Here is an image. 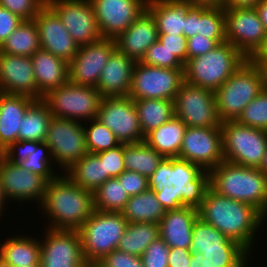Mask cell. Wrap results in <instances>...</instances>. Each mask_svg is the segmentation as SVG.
<instances>
[{"mask_svg": "<svg viewBox=\"0 0 267 267\" xmlns=\"http://www.w3.org/2000/svg\"><path fill=\"white\" fill-rule=\"evenodd\" d=\"M186 127L177 116H173L149 132L144 141L164 158H178Z\"/></svg>", "mask_w": 267, "mask_h": 267, "instance_id": "31", "label": "cell"}, {"mask_svg": "<svg viewBox=\"0 0 267 267\" xmlns=\"http://www.w3.org/2000/svg\"><path fill=\"white\" fill-rule=\"evenodd\" d=\"M33 20L38 29L41 49L69 63L77 54L79 46L58 15L46 4Z\"/></svg>", "mask_w": 267, "mask_h": 267, "instance_id": "22", "label": "cell"}, {"mask_svg": "<svg viewBox=\"0 0 267 267\" xmlns=\"http://www.w3.org/2000/svg\"><path fill=\"white\" fill-rule=\"evenodd\" d=\"M65 173L80 187L92 192L111 178L105 173L104 161L96 153H87Z\"/></svg>", "mask_w": 267, "mask_h": 267, "instance_id": "33", "label": "cell"}, {"mask_svg": "<svg viewBox=\"0 0 267 267\" xmlns=\"http://www.w3.org/2000/svg\"><path fill=\"white\" fill-rule=\"evenodd\" d=\"M218 43L214 39L196 34L187 38V56L188 59L202 56L214 49Z\"/></svg>", "mask_w": 267, "mask_h": 267, "instance_id": "52", "label": "cell"}, {"mask_svg": "<svg viewBox=\"0 0 267 267\" xmlns=\"http://www.w3.org/2000/svg\"><path fill=\"white\" fill-rule=\"evenodd\" d=\"M225 161L250 168H260L267 148V131L239 124L221 122Z\"/></svg>", "mask_w": 267, "mask_h": 267, "instance_id": "8", "label": "cell"}, {"mask_svg": "<svg viewBox=\"0 0 267 267\" xmlns=\"http://www.w3.org/2000/svg\"><path fill=\"white\" fill-rule=\"evenodd\" d=\"M128 223H157L162 220L165 210L158 201L153 190L148 189L138 195H133L121 211Z\"/></svg>", "mask_w": 267, "mask_h": 267, "instance_id": "32", "label": "cell"}, {"mask_svg": "<svg viewBox=\"0 0 267 267\" xmlns=\"http://www.w3.org/2000/svg\"><path fill=\"white\" fill-rule=\"evenodd\" d=\"M96 154L104 161L105 173H108L111 178L118 177L125 171L123 144Z\"/></svg>", "mask_w": 267, "mask_h": 267, "instance_id": "48", "label": "cell"}, {"mask_svg": "<svg viewBox=\"0 0 267 267\" xmlns=\"http://www.w3.org/2000/svg\"><path fill=\"white\" fill-rule=\"evenodd\" d=\"M173 102L175 116L187 127L221 128L213 90L184 81Z\"/></svg>", "mask_w": 267, "mask_h": 267, "instance_id": "12", "label": "cell"}, {"mask_svg": "<svg viewBox=\"0 0 267 267\" xmlns=\"http://www.w3.org/2000/svg\"><path fill=\"white\" fill-rule=\"evenodd\" d=\"M47 228L79 230L95 211L93 192L80 187L66 173L47 183L40 206ZM47 221H49L47 223Z\"/></svg>", "mask_w": 267, "mask_h": 267, "instance_id": "3", "label": "cell"}, {"mask_svg": "<svg viewBox=\"0 0 267 267\" xmlns=\"http://www.w3.org/2000/svg\"><path fill=\"white\" fill-rule=\"evenodd\" d=\"M0 267H12V266L9 265L8 263L4 262V261L0 258Z\"/></svg>", "mask_w": 267, "mask_h": 267, "instance_id": "65", "label": "cell"}, {"mask_svg": "<svg viewBox=\"0 0 267 267\" xmlns=\"http://www.w3.org/2000/svg\"><path fill=\"white\" fill-rule=\"evenodd\" d=\"M7 204V207L9 205L8 200L6 199L4 193H3V189L1 186V182H0V223H1V217L4 216L3 212H5V210L7 209V207H5ZM6 208V209H5Z\"/></svg>", "mask_w": 267, "mask_h": 267, "instance_id": "62", "label": "cell"}, {"mask_svg": "<svg viewBox=\"0 0 267 267\" xmlns=\"http://www.w3.org/2000/svg\"><path fill=\"white\" fill-rule=\"evenodd\" d=\"M262 91L259 71L247 60L214 91L220 121H236L244 108Z\"/></svg>", "mask_w": 267, "mask_h": 267, "instance_id": "6", "label": "cell"}, {"mask_svg": "<svg viewBox=\"0 0 267 267\" xmlns=\"http://www.w3.org/2000/svg\"><path fill=\"white\" fill-rule=\"evenodd\" d=\"M239 124L267 131V92L262 91L236 120Z\"/></svg>", "mask_w": 267, "mask_h": 267, "instance_id": "44", "label": "cell"}, {"mask_svg": "<svg viewBox=\"0 0 267 267\" xmlns=\"http://www.w3.org/2000/svg\"><path fill=\"white\" fill-rule=\"evenodd\" d=\"M126 171H134L149 178L164 157L145 141L123 144Z\"/></svg>", "mask_w": 267, "mask_h": 267, "instance_id": "35", "label": "cell"}, {"mask_svg": "<svg viewBox=\"0 0 267 267\" xmlns=\"http://www.w3.org/2000/svg\"><path fill=\"white\" fill-rule=\"evenodd\" d=\"M96 119L110 129L121 144L145 139L134 100L129 96L102 97Z\"/></svg>", "mask_w": 267, "mask_h": 267, "instance_id": "13", "label": "cell"}, {"mask_svg": "<svg viewBox=\"0 0 267 267\" xmlns=\"http://www.w3.org/2000/svg\"><path fill=\"white\" fill-rule=\"evenodd\" d=\"M46 4L58 15L79 47L102 38L90 0H46Z\"/></svg>", "mask_w": 267, "mask_h": 267, "instance_id": "15", "label": "cell"}, {"mask_svg": "<svg viewBox=\"0 0 267 267\" xmlns=\"http://www.w3.org/2000/svg\"><path fill=\"white\" fill-rule=\"evenodd\" d=\"M198 217V209L190 206L165 211L159 222L160 237L170 248L190 249L192 227Z\"/></svg>", "mask_w": 267, "mask_h": 267, "instance_id": "26", "label": "cell"}, {"mask_svg": "<svg viewBox=\"0 0 267 267\" xmlns=\"http://www.w3.org/2000/svg\"><path fill=\"white\" fill-rule=\"evenodd\" d=\"M134 103L144 137L175 116L171 100L141 99L134 100Z\"/></svg>", "mask_w": 267, "mask_h": 267, "instance_id": "36", "label": "cell"}, {"mask_svg": "<svg viewBox=\"0 0 267 267\" xmlns=\"http://www.w3.org/2000/svg\"><path fill=\"white\" fill-rule=\"evenodd\" d=\"M198 34L214 39L218 44L226 42L225 11L222 6L207 7L198 16Z\"/></svg>", "mask_w": 267, "mask_h": 267, "instance_id": "42", "label": "cell"}, {"mask_svg": "<svg viewBox=\"0 0 267 267\" xmlns=\"http://www.w3.org/2000/svg\"><path fill=\"white\" fill-rule=\"evenodd\" d=\"M37 84V99H43L50 90L65 85L69 81L68 62L43 49L32 56Z\"/></svg>", "mask_w": 267, "mask_h": 267, "instance_id": "27", "label": "cell"}, {"mask_svg": "<svg viewBox=\"0 0 267 267\" xmlns=\"http://www.w3.org/2000/svg\"><path fill=\"white\" fill-rule=\"evenodd\" d=\"M147 10L156 21L158 34L183 35L186 3L173 0H148Z\"/></svg>", "mask_w": 267, "mask_h": 267, "instance_id": "30", "label": "cell"}, {"mask_svg": "<svg viewBox=\"0 0 267 267\" xmlns=\"http://www.w3.org/2000/svg\"><path fill=\"white\" fill-rule=\"evenodd\" d=\"M259 169L267 175V148Z\"/></svg>", "mask_w": 267, "mask_h": 267, "instance_id": "63", "label": "cell"}, {"mask_svg": "<svg viewBox=\"0 0 267 267\" xmlns=\"http://www.w3.org/2000/svg\"><path fill=\"white\" fill-rule=\"evenodd\" d=\"M184 82V69H169L136 62L129 97L133 100L174 98Z\"/></svg>", "mask_w": 267, "mask_h": 267, "instance_id": "11", "label": "cell"}, {"mask_svg": "<svg viewBox=\"0 0 267 267\" xmlns=\"http://www.w3.org/2000/svg\"><path fill=\"white\" fill-rule=\"evenodd\" d=\"M122 183L129 197L149 189L148 178L134 171H124L116 177Z\"/></svg>", "mask_w": 267, "mask_h": 267, "instance_id": "50", "label": "cell"}, {"mask_svg": "<svg viewBox=\"0 0 267 267\" xmlns=\"http://www.w3.org/2000/svg\"><path fill=\"white\" fill-rule=\"evenodd\" d=\"M140 62L161 68L184 69V64L158 40L147 49Z\"/></svg>", "mask_w": 267, "mask_h": 267, "instance_id": "45", "label": "cell"}, {"mask_svg": "<svg viewBox=\"0 0 267 267\" xmlns=\"http://www.w3.org/2000/svg\"><path fill=\"white\" fill-rule=\"evenodd\" d=\"M158 40V28L151 13L146 10L116 39V48L140 62L147 49Z\"/></svg>", "mask_w": 267, "mask_h": 267, "instance_id": "24", "label": "cell"}, {"mask_svg": "<svg viewBox=\"0 0 267 267\" xmlns=\"http://www.w3.org/2000/svg\"><path fill=\"white\" fill-rule=\"evenodd\" d=\"M209 267H252V255L246 249L199 250Z\"/></svg>", "mask_w": 267, "mask_h": 267, "instance_id": "43", "label": "cell"}, {"mask_svg": "<svg viewBox=\"0 0 267 267\" xmlns=\"http://www.w3.org/2000/svg\"><path fill=\"white\" fill-rule=\"evenodd\" d=\"M81 267H100L99 263H93V262H86Z\"/></svg>", "mask_w": 267, "mask_h": 267, "instance_id": "64", "label": "cell"}, {"mask_svg": "<svg viewBox=\"0 0 267 267\" xmlns=\"http://www.w3.org/2000/svg\"><path fill=\"white\" fill-rule=\"evenodd\" d=\"M41 48L34 20H23L0 47V52L31 57Z\"/></svg>", "mask_w": 267, "mask_h": 267, "instance_id": "37", "label": "cell"}, {"mask_svg": "<svg viewBox=\"0 0 267 267\" xmlns=\"http://www.w3.org/2000/svg\"><path fill=\"white\" fill-rule=\"evenodd\" d=\"M179 159L210 171L224 161L221 128L186 127Z\"/></svg>", "mask_w": 267, "mask_h": 267, "instance_id": "17", "label": "cell"}, {"mask_svg": "<svg viewBox=\"0 0 267 267\" xmlns=\"http://www.w3.org/2000/svg\"><path fill=\"white\" fill-rule=\"evenodd\" d=\"M44 229L40 238V267H81L87 262L77 230Z\"/></svg>", "mask_w": 267, "mask_h": 267, "instance_id": "14", "label": "cell"}, {"mask_svg": "<svg viewBox=\"0 0 267 267\" xmlns=\"http://www.w3.org/2000/svg\"><path fill=\"white\" fill-rule=\"evenodd\" d=\"M14 235L0 241V258L12 267L40 265V236Z\"/></svg>", "mask_w": 267, "mask_h": 267, "instance_id": "29", "label": "cell"}, {"mask_svg": "<svg viewBox=\"0 0 267 267\" xmlns=\"http://www.w3.org/2000/svg\"><path fill=\"white\" fill-rule=\"evenodd\" d=\"M262 0H223V8H255Z\"/></svg>", "mask_w": 267, "mask_h": 267, "instance_id": "56", "label": "cell"}, {"mask_svg": "<svg viewBox=\"0 0 267 267\" xmlns=\"http://www.w3.org/2000/svg\"><path fill=\"white\" fill-rule=\"evenodd\" d=\"M158 41H160L183 64L187 62V38L184 35L158 34Z\"/></svg>", "mask_w": 267, "mask_h": 267, "instance_id": "51", "label": "cell"}, {"mask_svg": "<svg viewBox=\"0 0 267 267\" xmlns=\"http://www.w3.org/2000/svg\"><path fill=\"white\" fill-rule=\"evenodd\" d=\"M190 259V249L170 248L168 267H189Z\"/></svg>", "mask_w": 267, "mask_h": 267, "instance_id": "55", "label": "cell"}, {"mask_svg": "<svg viewBox=\"0 0 267 267\" xmlns=\"http://www.w3.org/2000/svg\"><path fill=\"white\" fill-rule=\"evenodd\" d=\"M158 237L160 233L157 223H128L117 249L141 257L149 244Z\"/></svg>", "mask_w": 267, "mask_h": 267, "instance_id": "38", "label": "cell"}, {"mask_svg": "<svg viewBox=\"0 0 267 267\" xmlns=\"http://www.w3.org/2000/svg\"><path fill=\"white\" fill-rule=\"evenodd\" d=\"M170 247L161 237L151 242L141 256L144 267H168Z\"/></svg>", "mask_w": 267, "mask_h": 267, "instance_id": "47", "label": "cell"}, {"mask_svg": "<svg viewBox=\"0 0 267 267\" xmlns=\"http://www.w3.org/2000/svg\"><path fill=\"white\" fill-rule=\"evenodd\" d=\"M188 5L206 6V7H217L222 6L223 0H173Z\"/></svg>", "mask_w": 267, "mask_h": 267, "instance_id": "57", "label": "cell"}, {"mask_svg": "<svg viewBox=\"0 0 267 267\" xmlns=\"http://www.w3.org/2000/svg\"><path fill=\"white\" fill-rule=\"evenodd\" d=\"M0 182L3 193L9 203L12 201L26 205L36 202L40 206L44 197L48 181L35 173L10 163L0 155ZM31 201V202H30Z\"/></svg>", "mask_w": 267, "mask_h": 267, "instance_id": "18", "label": "cell"}, {"mask_svg": "<svg viewBox=\"0 0 267 267\" xmlns=\"http://www.w3.org/2000/svg\"><path fill=\"white\" fill-rule=\"evenodd\" d=\"M19 267H40V265H27V266L22 265V266H19Z\"/></svg>", "mask_w": 267, "mask_h": 267, "instance_id": "66", "label": "cell"}, {"mask_svg": "<svg viewBox=\"0 0 267 267\" xmlns=\"http://www.w3.org/2000/svg\"><path fill=\"white\" fill-rule=\"evenodd\" d=\"M209 172L214 191L251 204L267 218V175L261 169L224 160Z\"/></svg>", "mask_w": 267, "mask_h": 267, "instance_id": "4", "label": "cell"}, {"mask_svg": "<svg viewBox=\"0 0 267 267\" xmlns=\"http://www.w3.org/2000/svg\"><path fill=\"white\" fill-rule=\"evenodd\" d=\"M52 114L43 99H35L27 108L19 126L18 141L33 140L43 142Z\"/></svg>", "mask_w": 267, "mask_h": 267, "instance_id": "34", "label": "cell"}, {"mask_svg": "<svg viewBox=\"0 0 267 267\" xmlns=\"http://www.w3.org/2000/svg\"><path fill=\"white\" fill-rule=\"evenodd\" d=\"M46 5V0H0V6L23 20H33Z\"/></svg>", "mask_w": 267, "mask_h": 267, "instance_id": "46", "label": "cell"}, {"mask_svg": "<svg viewBox=\"0 0 267 267\" xmlns=\"http://www.w3.org/2000/svg\"><path fill=\"white\" fill-rule=\"evenodd\" d=\"M259 71L263 91L267 92V61H250Z\"/></svg>", "mask_w": 267, "mask_h": 267, "instance_id": "59", "label": "cell"}, {"mask_svg": "<svg viewBox=\"0 0 267 267\" xmlns=\"http://www.w3.org/2000/svg\"><path fill=\"white\" fill-rule=\"evenodd\" d=\"M0 92L37 99V84L31 57L0 52Z\"/></svg>", "mask_w": 267, "mask_h": 267, "instance_id": "23", "label": "cell"}, {"mask_svg": "<svg viewBox=\"0 0 267 267\" xmlns=\"http://www.w3.org/2000/svg\"><path fill=\"white\" fill-rule=\"evenodd\" d=\"M115 49V40L107 38L79 47L68 63L69 82L97 87L101 72Z\"/></svg>", "mask_w": 267, "mask_h": 267, "instance_id": "20", "label": "cell"}, {"mask_svg": "<svg viewBox=\"0 0 267 267\" xmlns=\"http://www.w3.org/2000/svg\"><path fill=\"white\" fill-rule=\"evenodd\" d=\"M95 210L103 212H121L129 195L116 177L106 180L93 192Z\"/></svg>", "mask_w": 267, "mask_h": 267, "instance_id": "40", "label": "cell"}, {"mask_svg": "<svg viewBox=\"0 0 267 267\" xmlns=\"http://www.w3.org/2000/svg\"><path fill=\"white\" fill-rule=\"evenodd\" d=\"M148 0H90L102 38L116 39L147 10Z\"/></svg>", "mask_w": 267, "mask_h": 267, "instance_id": "19", "label": "cell"}, {"mask_svg": "<svg viewBox=\"0 0 267 267\" xmlns=\"http://www.w3.org/2000/svg\"><path fill=\"white\" fill-rule=\"evenodd\" d=\"M259 18L261 22L263 23L264 29L267 32V5L261 1L256 7H255Z\"/></svg>", "mask_w": 267, "mask_h": 267, "instance_id": "61", "label": "cell"}, {"mask_svg": "<svg viewBox=\"0 0 267 267\" xmlns=\"http://www.w3.org/2000/svg\"><path fill=\"white\" fill-rule=\"evenodd\" d=\"M226 42L231 43L247 59L260 47L266 36L255 8H224Z\"/></svg>", "mask_w": 267, "mask_h": 267, "instance_id": "16", "label": "cell"}, {"mask_svg": "<svg viewBox=\"0 0 267 267\" xmlns=\"http://www.w3.org/2000/svg\"><path fill=\"white\" fill-rule=\"evenodd\" d=\"M198 214L204 222L238 242L250 254L254 246L257 247L259 230L267 222V218L251 204L222 196L211 187L206 191Z\"/></svg>", "mask_w": 267, "mask_h": 267, "instance_id": "2", "label": "cell"}, {"mask_svg": "<svg viewBox=\"0 0 267 267\" xmlns=\"http://www.w3.org/2000/svg\"><path fill=\"white\" fill-rule=\"evenodd\" d=\"M127 224L121 212L95 210L78 230L86 261L98 263L117 249Z\"/></svg>", "mask_w": 267, "mask_h": 267, "instance_id": "7", "label": "cell"}, {"mask_svg": "<svg viewBox=\"0 0 267 267\" xmlns=\"http://www.w3.org/2000/svg\"><path fill=\"white\" fill-rule=\"evenodd\" d=\"M0 155L10 163L17 164L29 172L44 177L48 182L59 174L49 146L45 141L23 140L15 141L5 148ZM56 171V172H55Z\"/></svg>", "mask_w": 267, "mask_h": 267, "instance_id": "21", "label": "cell"}, {"mask_svg": "<svg viewBox=\"0 0 267 267\" xmlns=\"http://www.w3.org/2000/svg\"><path fill=\"white\" fill-rule=\"evenodd\" d=\"M83 124L88 153H99L121 145L114 133L96 118Z\"/></svg>", "mask_w": 267, "mask_h": 267, "instance_id": "41", "label": "cell"}, {"mask_svg": "<svg viewBox=\"0 0 267 267\" xmlns=\"http://www.w3.org/2000/svg\"><path fill=\"white\" fill-rule=\"evenodd\" d=\"M206 6L188 5L185 17L183 35L186 38L198 34V16L206 9Z\"/></svg>", "mask_w": 267, "mask_h": 267, "instance_id": "54", "label": "cell"}, {"mask_svg": "<svg viewBox=\"0 0 267 267\" xmlns=\"http://www.w3.org/2000/svg\"><path fill=\"white\" fill-rule=\"evenodd\" d=\"M248 60L249 61H267V33L260 47Z\"/></svg>", "mask_w": 267, "mask_h": 267, "instance_id": "58", "label": "cell"}, {"mask_svg": "<svg viewBox=\"0 0 267 267\" xmlns=\"http://www.w3.org/2000/svg\"><path fill=\"white\" fill-rule=\"evenodd\" d=\"M247 60L231 43L224 42L202 56L188 59L184 81L215 91Z\"/></svg>", "mask_w": 267, "mask_h": 267, "instance_id": "5", "label": "cell"}, {"mask_svg": "<svg viewBox=\"0 0 267 267\" xmlns=\"http://www.w3.org/2000/svg\"><path fill=\"white\" fill-rule=\"evenodd\" d=\"M213 249H245L238 242L229 239L211 224L204 222L200 217L192 227L191 252Z\"/></svg>", "mask_w": 267, "mask_h": 267, "instance_id": "39", "label": "cell"}, {"mask_svg": "<svg viewBox=\"0 0 267 267\" xmlns=\"http://www.w3.org/2000/svg\"><path fill=\"white\" fill-rule=\"evenodd\" d=\"M202 253L191 252L189 267H209Z\"/></svg>", "mask_w": 267, "mask_h": 267, "instance_id": "60", "label": "cell"}, {"mask_svg": "<svg viewBox=\"0 0 267 267\" xmlns=\"http://www.w3.org/2000/svg\"><path fill=\"white\" fill-rule=\"evenodd\" d=\"M98 263L100 267H144L141 257L128 254L118 249L108 253Z\"/></svg>", "mask_w": 267, "mask_h": 267, "instance_id": "49", "label": "cell"}, {"mask_svg": "<svg viewBox=\"0 0 267 267\" xmlns=\"http://www.w3.org/2000/svg\"><path fill=\"white\" fill-rule=\"evenodd\" d=\"M148 181L165 211L198 209L210 187V172L186 160L164 158Z\"/></svg>", "mask_w": 267, "mask_h": 267, "instance_id": "1", "label": "cell"}, {"mask_svg": "<svg viewBox=\"0 0 267 267\" xmlns=\"http://www.w3.org/2000/svg\"><path fill=\"white\" fill-rule=\"evenodd\" d=\"M101 98L96 87L69 81L43 96L52 117L79 122H87L97 117Z\"/></svg>", "mask_w": 267, "mask_h": 267, "instance_id": "9", "label": "cell"}, {"mask_svg": "<svg viewBox=\"0 0 267 267\" xmlns=\"http://www.w3.org/2000/svg\"><path fill=\"white\" fill-rule=\"evenodd\" d=\"M135 61L117 48L105 64L96 89L101 97L129 96Z\"/></svg>", "mask_w": 267, "mask_h": 267, "instance_id": "25", "label": "cell"}, {"mask_svg": "<svg viewBox=\"0 0 267 267\" xmlns=\"http://www.w3.org/2000/svg\"><path fill=\"white\" fill-rule=\"evenodd\" d=\"M23 19L0 6V47Z\"/></svg>", "mask_w": 267, "mask_h": 267, "instance_id": "53", "label": "cell"}, {"mask_svg": "<svg viewBox=\"0 0 267 267\" xmlns=\"http://www.w3.org/2000/svg\"><path fill=\"white\" fill-rule=\"evenodd\" d=\"M45 142L62 173L88 153L83 122L52 117Z\"/></svg>", "mask_w": 267, "mask_h": 267, "instance_id": "10", "label": "cell"}, {"mask_svg": "<svg viewBox=\"0 0 267 267\" xmlns=\"http://www.w3.org/2000/svg\"><path fill=\"white\" fill-rule=\"evenodd\" d=\"M34 100L27 95L0 92V153L11 143L18 141L21 120Z\"/></svg>", "mask_w": 267, "mask_h": 267, "instance_id": "28", "label": "cell"}]
</instances>
